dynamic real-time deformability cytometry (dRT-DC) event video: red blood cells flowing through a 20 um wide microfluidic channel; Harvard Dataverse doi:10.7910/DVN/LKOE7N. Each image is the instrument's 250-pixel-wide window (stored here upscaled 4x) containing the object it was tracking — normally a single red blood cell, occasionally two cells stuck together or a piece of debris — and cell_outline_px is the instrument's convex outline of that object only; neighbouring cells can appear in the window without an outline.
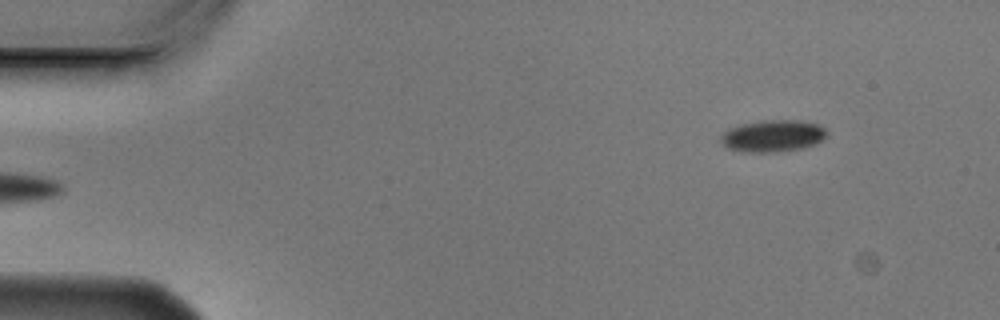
{"species": "Egyptian fruit bat (a non-hibernating species)", "species_latin": "Rousettus aegyptiacus", "temperature_condition": "cold", "stored_images_in_passage": 5, "camera_frame_rate_fps": 3000, "um_per_image_px": 0.085, "animal": {"sex": "male"}, "frame": {"image": 1, "passage_image": 5, "time_ms": 1.333, "image_size_px": [1000, 320], "cell_outline_px": [[828, 136], [816, 144], [804, 148], [780, 152], [744, 152], [728, 148], [720, 140], [720, 136], [728, 128], [740, 124], [764, 120], [800, 120], [820, 124], [828, 132]], "centroid_in_image_um": [65.73, 11.55], "position_along_channel_um": 19.3, "area_um2": 20.06}}